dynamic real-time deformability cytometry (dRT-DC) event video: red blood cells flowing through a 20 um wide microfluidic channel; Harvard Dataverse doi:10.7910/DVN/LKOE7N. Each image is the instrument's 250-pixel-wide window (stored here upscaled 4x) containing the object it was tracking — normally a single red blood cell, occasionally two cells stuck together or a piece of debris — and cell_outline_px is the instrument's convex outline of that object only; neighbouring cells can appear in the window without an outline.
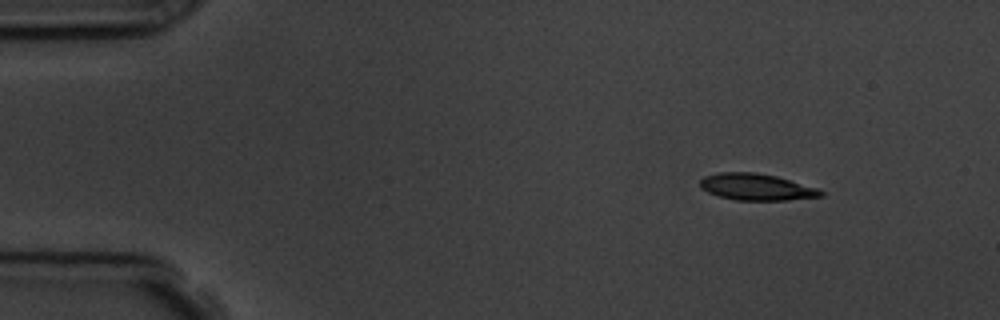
{"species": "common noctule bat (a hibernating species)", "species_latin": "Nyctalus noctula", "temperature_condition": "room temperature", "stored_images_in_passage": 7, "camera_frame_rate_fps": 3000, "um_per_image_px": 0.085, "animal": {"sex": "male", "body_mass_g": 19.5, "forearm_length_mm": 54.6}, "frame": {"image": 1, "passage_image": 1, "time_ms": 0.0, "image_size_px": [1000, 320], "cell_outline_px": [[824, 196], [788, 200], [736, 200], [720, 196], [708, 192], [700, 188], [700, 180], [704, 176], [720, 172], [756, 172], [776, 176], [816, 188], [824, 192]], "centroid_in_image_um": [64.28, 15.89], "position_along_channel_um": 20.7, "area_um2": 18.61}}
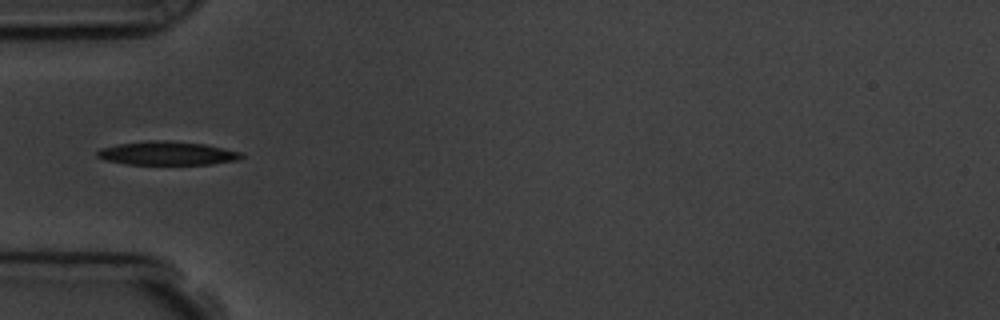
{"frame": {"image": 2, "passage_image": 4, "time_ms": 3.667, "image_size_px": [1000, 320], "cell_outline_px": [[244, 156], [240, 160], [212, 164], [124, 164], [104, 160], [96, 156], [96, 152], [100, 148], [116, 144], [148, 140], [164, 140], [204, 144], [244, 152]], "centroid_in_image_um": [14.22, 13.03], "position_along_channel_um": 70.8, "area_um2": 20.11}}
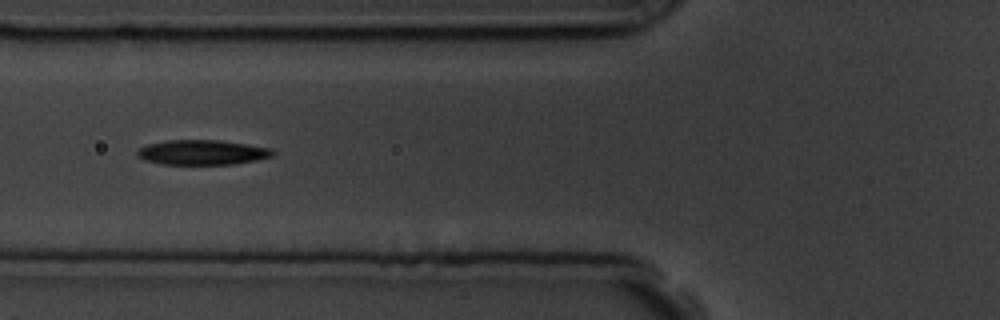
{"frame": {"image": 3, "passage_image": 5, "time_ms": 4.667, "image_size_px": [1000, 320], "cell_outline_px": [[276, 152], [272, 156], [256, 160], [232, 164], [160, 164], [144, 160], [136, 156], [136, 152], [140, 148], [148, 144], [168, 140], [216, 140], [272, 148]], "centroid_in_image_um": [17.17, 12.95], "position_along_channel_um": 108.6, "area_um2": 19.54}}